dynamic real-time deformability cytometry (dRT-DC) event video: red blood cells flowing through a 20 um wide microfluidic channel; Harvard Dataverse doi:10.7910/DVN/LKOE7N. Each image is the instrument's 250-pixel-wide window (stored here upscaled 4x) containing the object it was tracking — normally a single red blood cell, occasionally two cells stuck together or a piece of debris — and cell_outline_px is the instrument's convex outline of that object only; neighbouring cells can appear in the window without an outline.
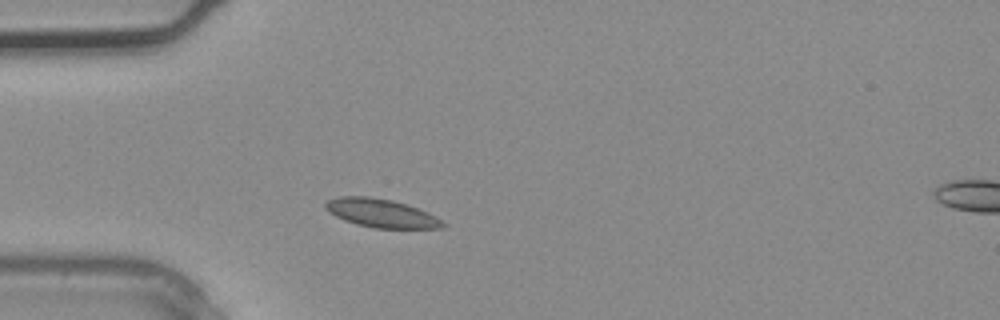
{"species": "common noctule bat (a hibernating species)", "species_latin": "Nyctalus noctula", "temperature_condition": "warm", "stored_images_in_passage": 2, "segment_of_instrument_passage": [1, 2], "camera_frame_rate_fps": 3000, "um_per_image_px": 0.085, "animal": {"sex": "male", "body_mass_g": 20.4}, "frame": {"image": 1, "passage_image": 1, "time_ms": 0.0, "image_size_px": [1000, 320], "cell_outline_px": [[448, 224], [444, 228], [376, 228], [356, 224], [344, 220], [328, 212], [324, 208], [324, 204], [328, 200], [340, 196], [368, 196], [392, 200], [408, 204], [428, 212], [436, 216]], "centroid_in_image_um": [32.43, 18.12], "position_along_channel_um": 52.6, "area_um2": 19.65}}